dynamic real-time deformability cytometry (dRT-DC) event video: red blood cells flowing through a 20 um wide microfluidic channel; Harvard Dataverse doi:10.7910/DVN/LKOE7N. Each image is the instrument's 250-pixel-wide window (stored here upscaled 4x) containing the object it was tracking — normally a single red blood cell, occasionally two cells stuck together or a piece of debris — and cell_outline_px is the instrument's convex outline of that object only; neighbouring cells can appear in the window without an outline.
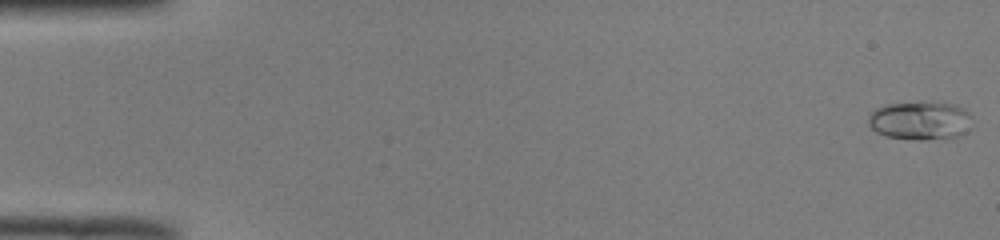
{"species": "common noctule bat (a hibernating species)", "species_latin": "Nyctalus noctula", "temperature_condition": "room temperature", "stored_images_in_passage": 51, "camera_frame_rate_fps": 3000, "um_per_image_px": 0.085, "animal": {"sex": "male", "body_mass_g": 19.0, "forearm_length_mm": 50.8}, "frame": {"image": 1, "passage_image": 1, "time_ms": 0.0, "image_size_px": [1000, 240], "cell_outline_px": [[972, 128], [964, 136], [924, 140], [920, 140], [888, 136], [876, 132], [868, 124], [868, 116], [876, 108], [884, 104], [920, 100], [924, 100], [956, 104], [964, 108], [972, 116]], "centroid_in_image_um": [78.28, 10.21], "position_along_channel_um": 6.7, "area_um2": 24.28}}
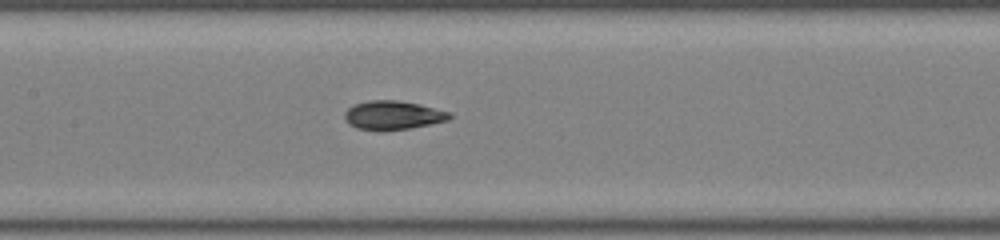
{"frame": {"image": 2, "passage_image": 25, "time_ms": 8.0, "image_size_px": [1000, 240], "cell_outline_px": [[452, 116], [448, 120], [408, 128], [384, 132], [376, 132], [356, 128], [348, 124], [344, 116], [344, 112], [352, 104], [368, 100], [396, 100], [420, 104], [452, 112]], "centroid_in_image_um": [33.35, 9.8], "position_along_channel_um": 174.0, "area_um2": 18.03}}
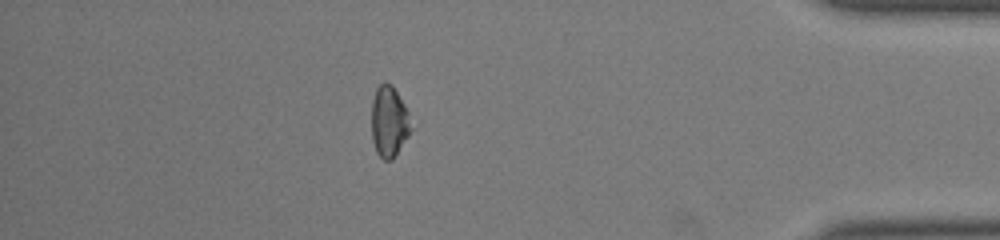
{"frame": {"image": 3, "passage_image": 45, "time_ms": 14.667, "image_size_px": [1000, 240], "cell_outline_px": [[412, 128], [408, 136], [392, 160], [384, 160], [376, 152], [372, 140], [372, 100], [376, 88], [380, 84], [392, 84], [404, 104], [408, 112]], "centroid_in_image_um": [33.07, 10.35], "position_along_channel_um": 402.1, "area_um2": 16.18}, "authors_computed_cell_mechanics": {"area_um2": 17.8602, "velocity_mm_per_s": 4.0023, "shape_relaxation_time_tau1_ms": 10.0798, "shape_relaxation_time_tau2_ms": 2.3476, "deformation_change_tau1": 0.2322, "deformation_change_tau2": 0.0718}}